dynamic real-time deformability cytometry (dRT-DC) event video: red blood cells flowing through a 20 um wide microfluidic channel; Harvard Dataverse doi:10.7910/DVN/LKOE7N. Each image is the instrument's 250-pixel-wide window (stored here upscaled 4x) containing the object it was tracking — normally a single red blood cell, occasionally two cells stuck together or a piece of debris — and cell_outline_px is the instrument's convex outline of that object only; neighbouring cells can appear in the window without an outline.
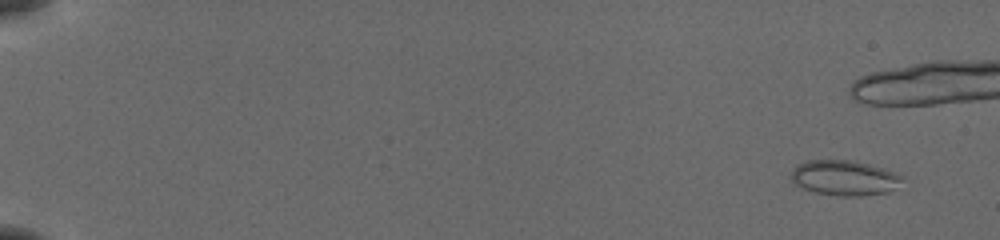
{"species": "common noctule bat (a hibernating species)", "species_latin": "Nyctalus noctula", "temperature_condition": "cold", "stored_images_in_passage": 25, "camera_frame_rate_fps": 3000, "um_per_image_px": 0.085, "animal": {"sex": "female", "body_mass_g": 19.5, "forearm_length_mm": 54.1}, "frame": {"image": 1, "passage_image": 1, "time_ms": 0.0, "image_size_px": [1000, 240], "cell_outline_px": [[904, 176], [888, 192], [860, 196], [836, 196], [816, 192], [800, 188], [792, 180], [792, 172], [796, 164], [808, 160], [856, 160], [884, 168]], "centroid_in_image_um": [71.74, 15.11], "position_along_channel_um": 13.3, "area_um2": 22.72}}
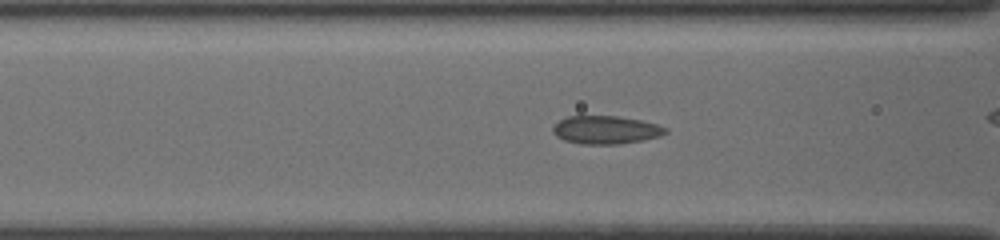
{"frame": {"image": 2, "passage_image": 22, "time_ms": 7.0, "image_size_px": [1000, 240], "cell_outline_px": [[668, 132], [660, 136], [644, 140], [620, 144], [580, 144], [564, 140], [556, 136], [552, 132], [552, 128], [560, 120], [568, 116], [616, 116], [640, 120], [656, 124], [668, 128]], "centroid_in_image_um": [51.5, 11.05], "position_along_channel_um": 115.1, "area_um2": 18.5}}